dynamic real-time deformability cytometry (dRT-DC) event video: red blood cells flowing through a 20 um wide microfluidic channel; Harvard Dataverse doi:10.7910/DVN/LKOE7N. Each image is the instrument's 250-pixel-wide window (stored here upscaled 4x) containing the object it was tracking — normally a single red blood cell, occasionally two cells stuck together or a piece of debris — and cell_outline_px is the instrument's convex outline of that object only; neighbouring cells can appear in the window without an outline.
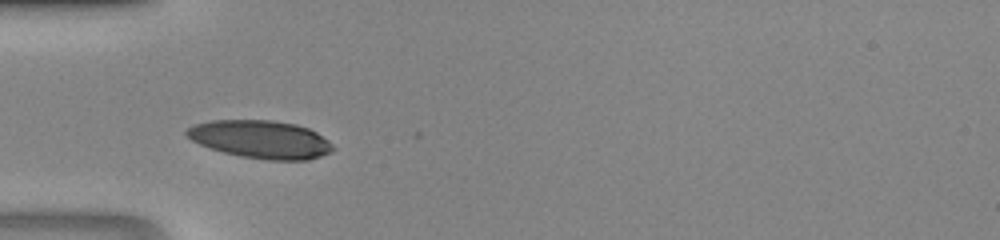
{"species": "human", "species_latin": "Homo sapiens", "temperature_condition": "room temperature", "stored_images_in_passage": 32, "camera_frame_rate_fps": 3000, "um_per_image_px": 0.085, "donor": {"sex": "male"}, "frame": {"image": 1, "passage_image": 1, "time_ms": 0.0, "image_size_px": [1000, 240], "cell_outline_px": [[336, 148], [332, 152], [308, 160], [268, 160], [240, 156], [224, 152], [200, 144], [192, 140], [184, 132], [188, 128], [196, 124], [212, 120], [272, 120], [296, 124], [308, 128], [316, 132], [328, 140]], "centroid_in_image_um": [22.2, 11.84], "position_along_channel_um": 62.8, "area_um2": 32.25}}
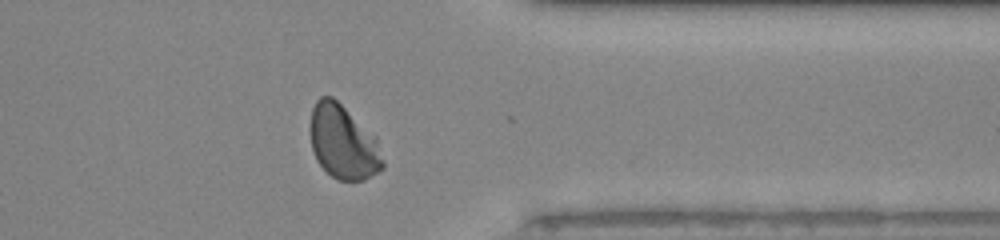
{"frame": {"image": 2, "passage_image": 23, "time_ms": 7.333, "image_size_px": [1000, 240], "cell_outline_px": [[384, 168], [364, 180], [336, 180], [316, 160], [312, 148], [312, 108], [316, 100], [320, 96], [332, 96], [376, 136], [384, 160]], "centroid_in_image_um": [29.21, 12.1], "position_along_channel_um": 382.2, "area_um2": 30.98}}
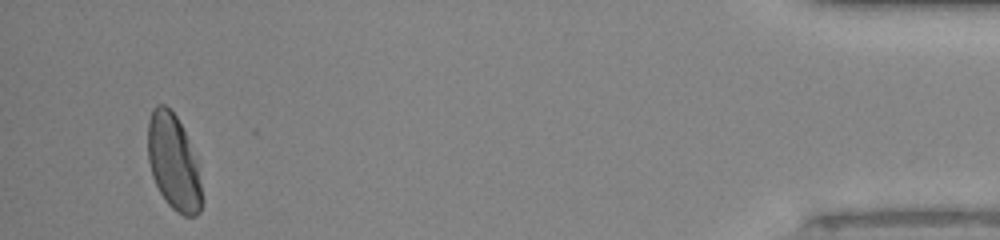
{"frame": {"image": 3, "passage_image": 30, "time_ms": 9.667, "image_size_px": [1000, 240], "cell_outline_px": [[204, 200], [200, 212], [196, 216], [184, 216], [176, 212], [168, 204], [160, 192], [152, 176], [148, 160], [148, 120], [152, 108], [156, 104], [164, 104], [176, 116], [188, 140], [196, 164]], "centroid_in_image_um": [14.74, 13.83], "position_along_channel_um": 420.5, "area_um2": 29.88}}